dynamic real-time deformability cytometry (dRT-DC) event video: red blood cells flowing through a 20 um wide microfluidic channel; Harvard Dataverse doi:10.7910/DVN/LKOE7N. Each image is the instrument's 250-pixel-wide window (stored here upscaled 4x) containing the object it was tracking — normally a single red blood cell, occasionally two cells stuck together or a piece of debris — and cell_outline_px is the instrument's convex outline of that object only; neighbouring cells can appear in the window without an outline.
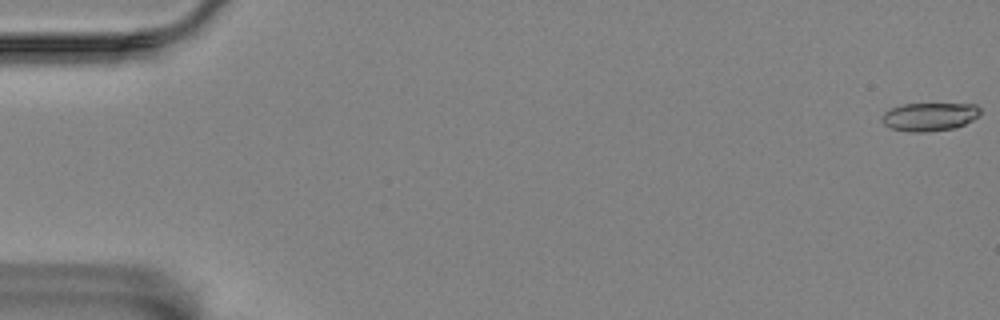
{"species": "Egyptian fruit bat (a non-hibernating species)", "species_latin": "Rousettus aegyptiacus", "temperature_condition": "room temperature", "stored_images_in_passage": 15, "camera_frame_rate_fps": 3000, "um_per_image_px": 0.085, "animal": {"sex": "female"}, "frame": {"image": 1, "passage_image": 1, "time_ms": 0.0, "image_size_px": [1000, 320], "cell_outline_px": [[980, 116], [956, 128], [924, 132], [908, 132], [888, 128], [880, 120], [884, 112], [892, 108], [904, 104], [976, 104], [980, 108]], "centroid_in_image_um": [78.99, 9.93], "position_along_channel_um": 6.0, "area_um2": 16.36}}